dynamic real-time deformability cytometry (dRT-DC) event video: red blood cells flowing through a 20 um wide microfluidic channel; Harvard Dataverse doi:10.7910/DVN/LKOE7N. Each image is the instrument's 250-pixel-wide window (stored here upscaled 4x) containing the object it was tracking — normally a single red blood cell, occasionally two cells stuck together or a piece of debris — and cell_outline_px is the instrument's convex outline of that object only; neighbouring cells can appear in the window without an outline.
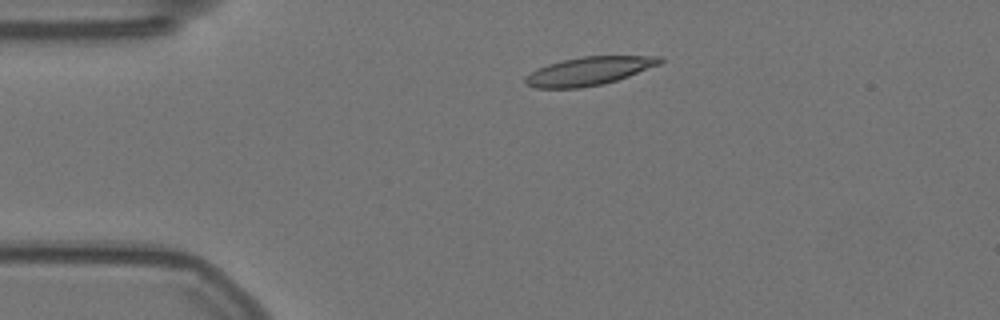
{"species": "Egyptian fruit bat (a non-hibernating species)", "species_latin": "Rousettus aegyptiacus", "temperature_condition": "warm", "stored_images_in_passage": 46, "camera_frame_rate_fps": 3000, "um_per_image_px": 0.085, "animal": {"sex": "female"}, "frame": {"image": 1, "passage_image": 1, "time_ms": 0.0, "image_size_px": [1000, 320], "cell_outline_px": [[664, 60], [660, 64], [628, 76], [604, 84], [580, 88], [532, 88], [524, 84], [524, 80], [532, 72], [548, 64], [560, 60], [584, 56], [664, 56]], "centroid_in_image_um": [50.07, 6.04], "position_along_channel_um": 34.9, "area_um2": 22.2}}
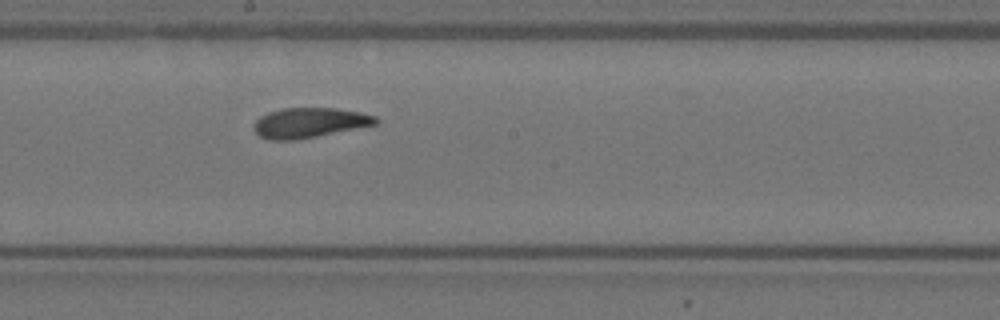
{"frame": {"image": 2, "passage_image": 20, "time_ms": 6.333, "image_size_px": [1000, 320], "cell_outline_px": [[380, 120], [376, 124], [296, 140], [268, 140], [260, 136], [252, 128], [252, 124], [260, 116], [268, 112], [280, 108], [336, 108], [360, 112], [376, 116]], "centroid_in_image_um": [26.26, 10.42], "position_along_channel_um": 221.9, "area_um2": 21.33}}
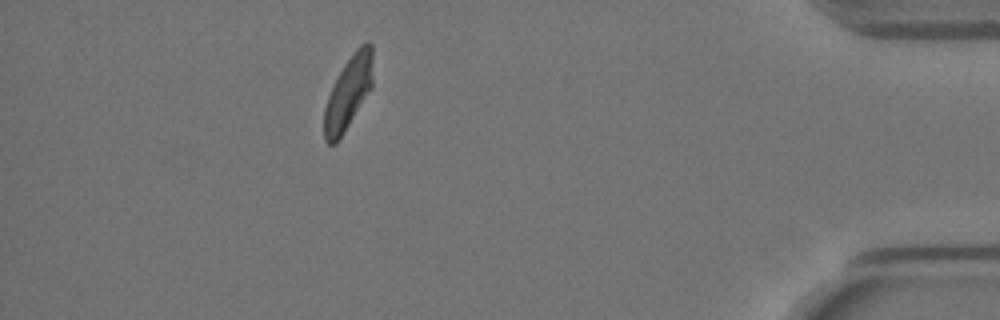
{"frame": {"image": 3, "passage_image": 40, "time_ms": 13.0, "image_size_px": [1000, 320], "cell_outline_px": [[372, 88], [344, 132], [336, 144], [328, 144], [324, 140], [324, 108], [328, 96], [344, 64], [356, 48], [360, 44], [368, 40], [372, 44]], "centroid_in_image_um": [29.61, 7.88], "position_along_channel_um": 405.6, "area_um2": 20.63}, "authors_computed_cell_mechanics": {"area_um2": 21.4149, "velocity_mm_per_s": 3.5416, "shape_relaxation_time_tau1_ms": 4.4016, "shape_relaxation_time_tau2_ms": 1.7459, "deformation_change_tau1": 0.1543, "deformation_change_tau2": 0.0879}}